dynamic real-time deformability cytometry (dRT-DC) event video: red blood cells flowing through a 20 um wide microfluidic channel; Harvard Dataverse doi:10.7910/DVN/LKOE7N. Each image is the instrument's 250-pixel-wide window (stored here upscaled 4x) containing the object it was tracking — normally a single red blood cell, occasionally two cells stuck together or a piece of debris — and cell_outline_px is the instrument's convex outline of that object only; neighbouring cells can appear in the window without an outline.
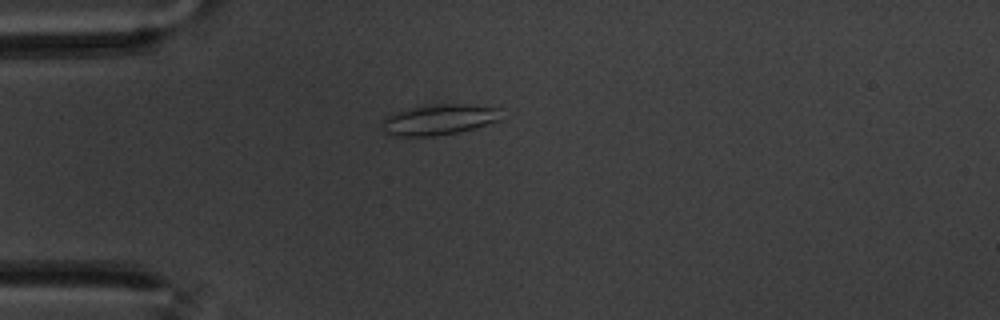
{"species": "common noctule bat (a hibernating species)", "species_latin": "Nyctalus noctula", "temperature_condition": "warm", "stored_images_in_passage": 45, "camera_frame_rate_fps": 3000, "um_per_image_px": 0.085, "animal": {"sex": "male", "body_mass_g": 20.1, "forearm_length_mm": 53.5}, "frame": {"image": 1, "passage_image": 2, "time_ms": 0.333, "image_size_px": [1000, 320], "cell_outline_px": [[500, 120], [476, 128], [460, 132], [436, 136], [392, 136], [384, 132], [380, 124], [384, 116], [392, 112], [404, 108], [436, 104], [468, 104], [500, 108]], "centroid_in_image_um": [37.25, 10.17], "position_along_channel_um": 47.8, "area_um2": 21.79}}
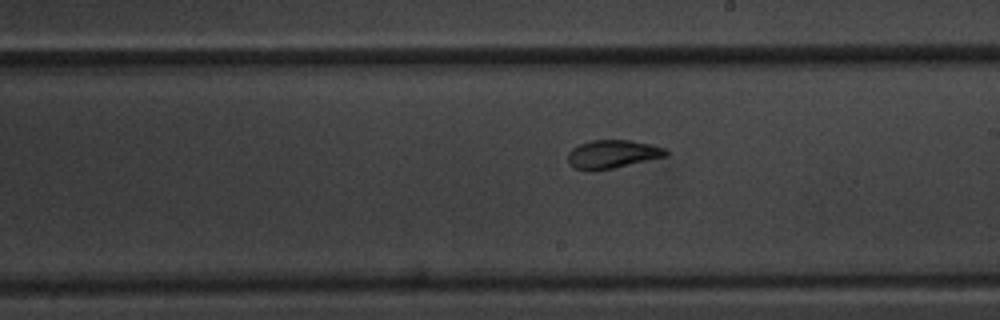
{"frame": {"image": 2, "passage_image": 20, "time_ms": 6.333, "image_size_px": [1000, 320], "cell_outline_px": [[668, 156], [612, 168], [572, 168], [568, 164], [568, 152], [572, 148], [580, 144], [592, 140], [628, 140], [652, 144], [668, 148]], "centroid_in_image_um": [52.12, 13.07], "position_along_channel_um": 236.9, "area_um2": 15.9}}
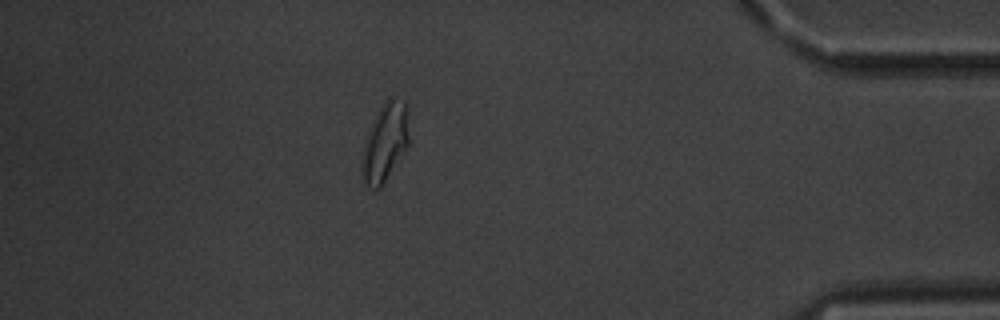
{"frame": {"image": 3, "passage_image": 38, "time_ms": 12.333, "image_size_px": [1000, 320], "cell_outline_px": [[408, 144], [404, 152], [380, 188], [376, 188], [364, 184], [360, 176], [360, 164], [364, 140], [372, 120], [376, 112], [384, 100], [388, 96], [404, 100], [408, 108]], "centroid_in_image_um": [32.69, 12.06], "position_along_channel_um": 402.5, "area_um2": 21.96}, "authors_computed_cell_mechanics": {"area_um2": 16.762, "velocity_mm_per_s": 3.424, "shape_relaxation_time_tau1_ms": 8.0227, "shape_relaxation_time_tau2_ms": 1.3564, "deformation_change_tau1": 0.1683, "deformation_change_tau2": 0.0584}}